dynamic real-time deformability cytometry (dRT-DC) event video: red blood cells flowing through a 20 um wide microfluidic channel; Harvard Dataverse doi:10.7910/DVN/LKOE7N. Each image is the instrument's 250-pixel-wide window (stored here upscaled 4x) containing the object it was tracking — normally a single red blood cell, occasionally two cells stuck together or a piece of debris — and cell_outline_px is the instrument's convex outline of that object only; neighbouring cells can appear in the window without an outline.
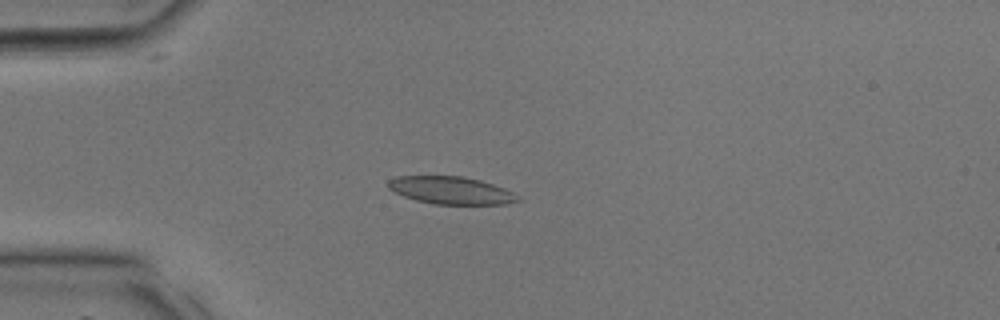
{"species": "common noctule bat (a hibernating species)", "species_latin": "Nyctalus noctula", "temperature_condition": "room temperature", "stored_images_in_passage": 31, "camera_frame_rate_fps": 3000, "um_per_image_px": 0.085, "animal": {"sex": "male", "body_mass_g": 17.9, "forearm_length_mm": 54.2}, "frame": {"image": 1, "passage_image": 5, "time_ms": 1.333, "image_size_px": [1000, 320], "cell_outline_px": [[520, 200], [508, 204], [432, 204], [416, 200], [404, 196], [388, 188], [388, 180], [396, 176], [460, 176], [480, 180], [504, 188], [520, 196]], "centroid_in_image_um": [38.34, 16.18], "position_along_channel_um": 46.7, "area_um2": 20.75}}
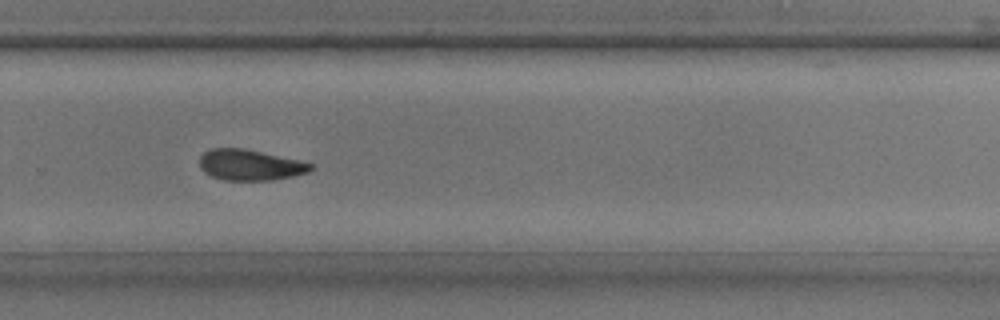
{"frame": {"image": 2, "passage_image": 20, "time_ms": 6.333, "image_size_px": [1000, 320], "cell_outline_px": [[312, 168], [308, 172], [292, 176], [272, 180], [224, 180], [212, 176], [204, 172], [200, 168], [200, 156], [204, 152], [212, 148], [244, 148], [300, 160], [312, 164]], "centroid_in_image_um": [21.23, 14.01], "position_along_channel_um": 308.6, "area_um2": 19.88}}
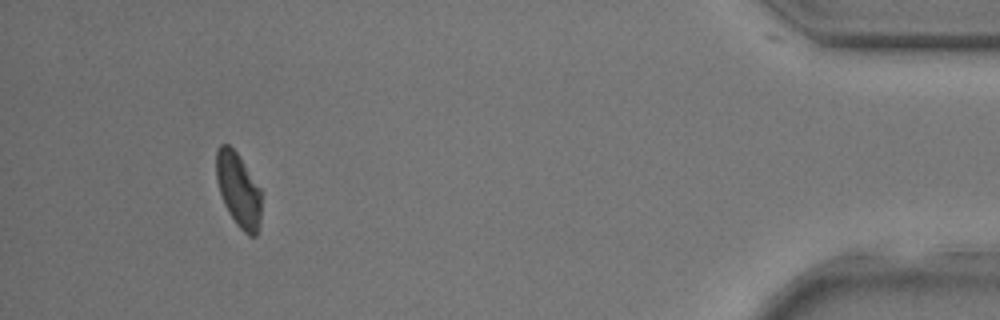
{"frame": {"image": 3, "passage_image": 29, "time_ms": 9.333, "image_size_px": [1000, 320], "cell_outline_px": [[264, 192], [260, 224], [256, 236], [248, 236], [236, 224], [228, 212], [224, 204], [216, 180], [216, 152], [220, 144], [228, 144], [236, 152]], "centroid_in_image_um": [20.31, 16.17], "position_along_channel_um": 414.9, "area_um2": 20.0}}